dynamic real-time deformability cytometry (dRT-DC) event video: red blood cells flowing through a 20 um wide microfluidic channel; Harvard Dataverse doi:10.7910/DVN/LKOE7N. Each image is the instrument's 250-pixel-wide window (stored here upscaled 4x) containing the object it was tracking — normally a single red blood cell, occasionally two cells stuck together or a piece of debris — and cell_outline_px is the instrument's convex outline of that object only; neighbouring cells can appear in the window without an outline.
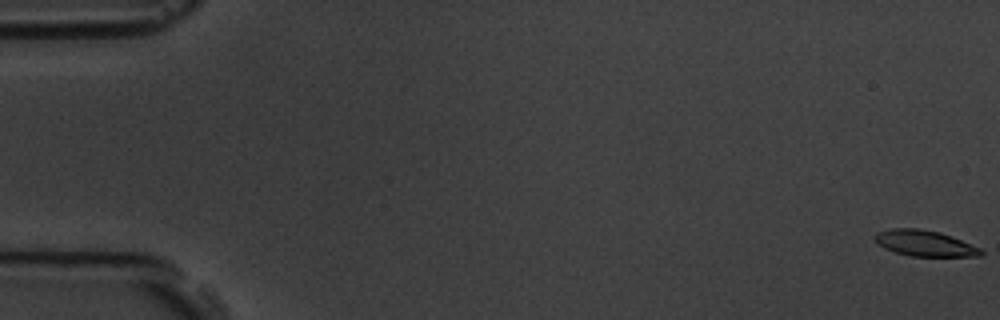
{"species": "common noctule bat (a hibernating species)", "species_latin": "Nyctalus noctula", "temperature_condition": "room temperature", "stored_images_in_passage": 5, "camera_frame_rate_fps": 3000, "um_per_image_px": 0.085, "animal": {"sex": "male", "body_mass_g": 19.5, "forearm_length_mm": 54.6}, "frame": {"image": 1, "passage_image": 1, "time_ms": 0.0, "image_size_px": [1000, 320], "cell_outline_px": [[984, 256], [912, 256], [896, 252], [884, 248], [872, 236], [876, 232], [892, 228], [916, 228], [940, 232], [952, 236], [980, 248], [984, 252]], "centroid_in_image_um": [78.61, 20.67], "position_along_channel_um": 6.4, "area_um2": 15.95}}
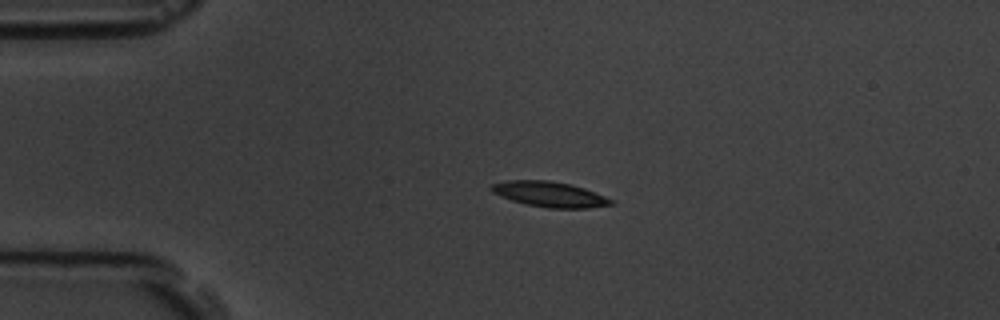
{"frame": {"image": 2, "passage_image": 4, "time_ms": 4.333, "image_size_px": [1000, 320], "cell_outline_px": [[616, 204], [588, 208], [548, 208], [528, 204], [512, 200], [492, 192], [492, 184], [508, 180], [548, 180], [568, 184], [584, 188], [616, 200]], "centroid_in_image_um": [46.8, 16.52], "position_along_channel_um": 38.2, "area_um2": 17.51}}